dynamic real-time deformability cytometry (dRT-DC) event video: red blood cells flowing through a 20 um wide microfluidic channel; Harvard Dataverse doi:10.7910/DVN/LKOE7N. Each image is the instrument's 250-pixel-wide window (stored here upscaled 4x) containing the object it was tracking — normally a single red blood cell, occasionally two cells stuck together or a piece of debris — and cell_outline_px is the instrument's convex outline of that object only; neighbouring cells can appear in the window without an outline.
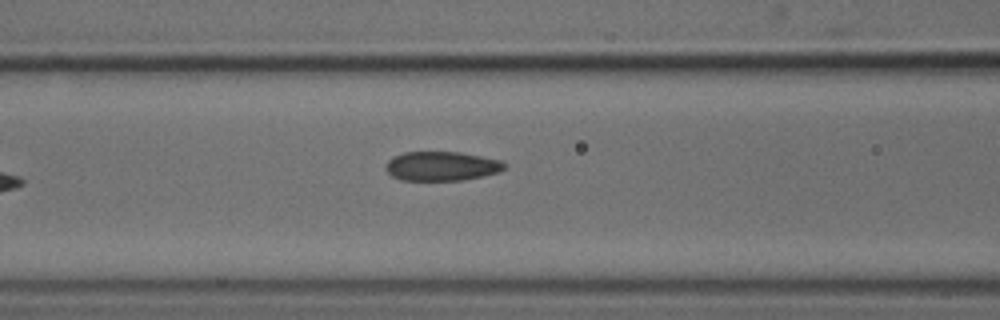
{"species": "common noctule bat (a hibernating species)", "species_latin": "Nyctalus noctula", "temperature_condition": "cold", "stored_images_in_passage": 5, "camera_frame_rate_fps": 3000, "um_per_image_px": 0.085, "animal": {"sex": "male", "body_mass_g": 18.8}, "frame": {"image": 1, "passage_image": 5, "time_ms": 5.667, "image_size_px": [1000, 320], "cell_outline_px": [[504, 168], [500, 172], [484, 176], [464, 180], [400, 180], [392, 176], [384, 168], [384, 164], [392, 156], [404, 152], [460, 152], [500, 160], [504, 164]], "centroid_in_image_um": [37.49, 14.12], "position_along_channel_um": 129.1, "area_um2": 20.35}}